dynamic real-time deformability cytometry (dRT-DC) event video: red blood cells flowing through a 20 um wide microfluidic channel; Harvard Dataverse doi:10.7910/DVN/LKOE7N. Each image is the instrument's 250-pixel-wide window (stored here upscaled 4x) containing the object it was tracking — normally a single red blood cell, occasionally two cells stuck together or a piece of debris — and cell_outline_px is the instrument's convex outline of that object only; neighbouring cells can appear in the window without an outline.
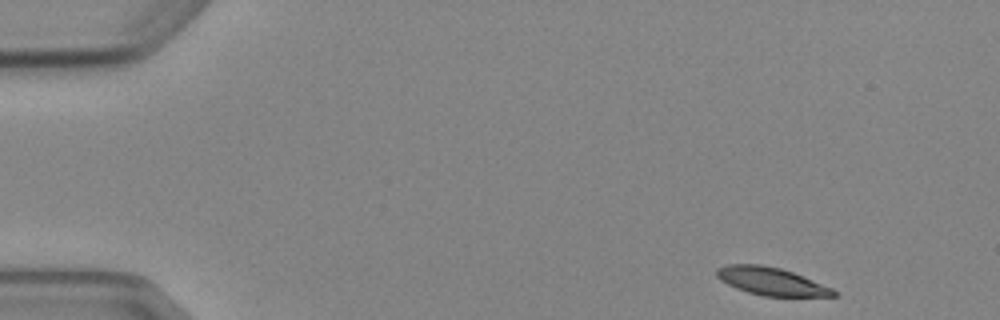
{"species": "Egyptian fruit bat (a non-hibernating species)", "species_latin": "Rousettus aegyptiacus", "temperature_condition": "cold", "stored_images_in_passage": 4, "camera_frame_rate_fps": 3000, "um_per_image_px": 0.085, "animal": {"sex": "female"}, "frame": {"image": 1, "passage_image": 1, "time_ms": 0.0, "image_size_px": [1000, 320], "cell_outline_px": [[840, 296], [764, 296], [748, 292], [736, 288], [720, 280], [716, 276], [716, 268], [728, 264], [760, 264], [780, 268], [804, 276], [832, 288]], "centroid_in_image_um": [65.55, 23.9], "position_along_channel_um": 19.5, "area_um2": 18.9}}
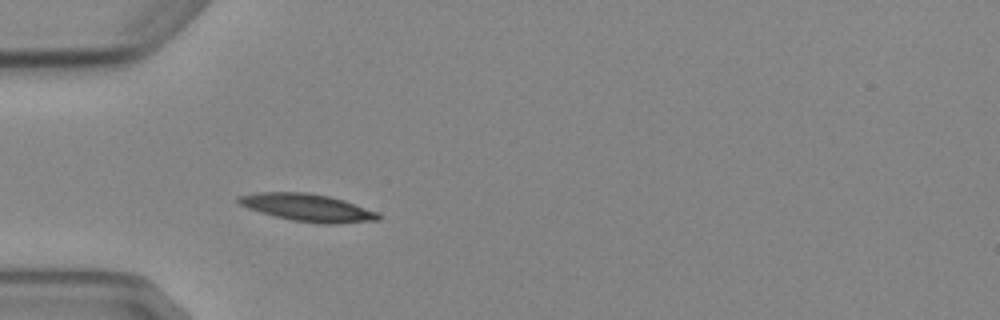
{"frame": {"image": 2, "passage_image": 4, "time_ms": 3.667, "image_size_px": [1000, 320], "cell_outline_px": [[380, 220], [332, 224], [324, 224], [292, 220], [260, 212], [248, 208], [240, 204], [236, 200], [236, 196], [256, 192], [308, 192], [328, 196], [344, 200], [380, 212]], "centroid_in_image_um": [26.16, 17.64], "position_along_channel_um": 58.8, "area_um2": 22.48}}